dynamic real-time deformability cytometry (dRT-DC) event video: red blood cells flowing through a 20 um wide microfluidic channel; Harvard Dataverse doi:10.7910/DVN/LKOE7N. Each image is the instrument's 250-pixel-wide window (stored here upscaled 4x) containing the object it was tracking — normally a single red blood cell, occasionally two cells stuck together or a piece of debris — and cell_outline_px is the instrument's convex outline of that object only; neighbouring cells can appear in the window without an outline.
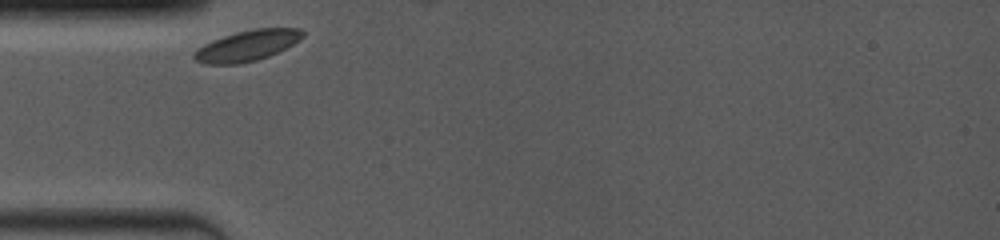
{"species": "common noctule bat (a hibernating species)", "species_latin": "Nyctalus noctula", "temperature_condition": "room temperature", "stored_images_in_passage": 3, "camera_frame_rate_fps": 4000, "um_per_image_px": 0.085, "animal": {"sex": "female", "body_mass_g": 19.0, "forearm_length_mm": 53.3}, "frame": {"image": 1, "passage_image": 1, "time_ms": 0.0, "image_size_px": [1000, 240], "cell_outline_px": [[304, 36], [292, 44], [268, 56], [256, 60], [240, 64], [204, 64], [196, 60], [192, 56], [192, 52], [196, 48], [212, 40], [236, 32], [256, 28], [300, 28], [304, 32]], "centroid_in_image_um": [20.96, 3.88], "position_along_channel_um": 64.0, "area_um2": 19.36}}